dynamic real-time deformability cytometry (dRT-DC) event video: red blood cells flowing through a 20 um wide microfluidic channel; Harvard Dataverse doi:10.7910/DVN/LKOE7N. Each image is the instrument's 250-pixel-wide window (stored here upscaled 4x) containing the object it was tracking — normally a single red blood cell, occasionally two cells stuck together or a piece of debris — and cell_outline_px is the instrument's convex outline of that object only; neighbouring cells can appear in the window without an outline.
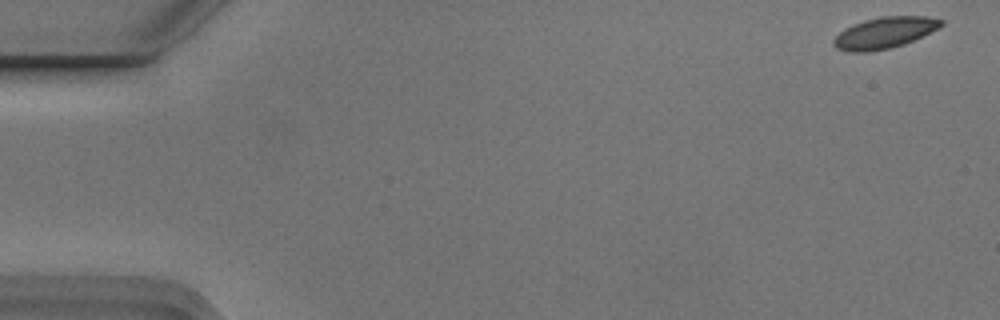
{"species": "Egyptian fruit bat (a non-hibernating species)", "species_latin": "Rousettus aegyptiacus", "temperature_condition": "cold", "stored_images_in_passage": 4, "camera_frame_rate_fps": 3000, "um_per_image_px": 0.085, "animal": {"sex": "male"}, "frame": {"image": 1, "passage_image": 1, "time_ms": 0.0, "image_size_px": [1000, 320], "cell_outline_px": [[944, 24], [940, 28], [904, 44], [888, 48], [868, 52], [848, 52], [836, 48], [832, 44], [832, 40], [844, 28], [852, 24], [864, 20], [880, 16], [928, 16], [944, 20]], "centroid_in_image_um": [75.18, 2.78], "position_along_channel_um": 9.8, "area_um2": 19.77}}